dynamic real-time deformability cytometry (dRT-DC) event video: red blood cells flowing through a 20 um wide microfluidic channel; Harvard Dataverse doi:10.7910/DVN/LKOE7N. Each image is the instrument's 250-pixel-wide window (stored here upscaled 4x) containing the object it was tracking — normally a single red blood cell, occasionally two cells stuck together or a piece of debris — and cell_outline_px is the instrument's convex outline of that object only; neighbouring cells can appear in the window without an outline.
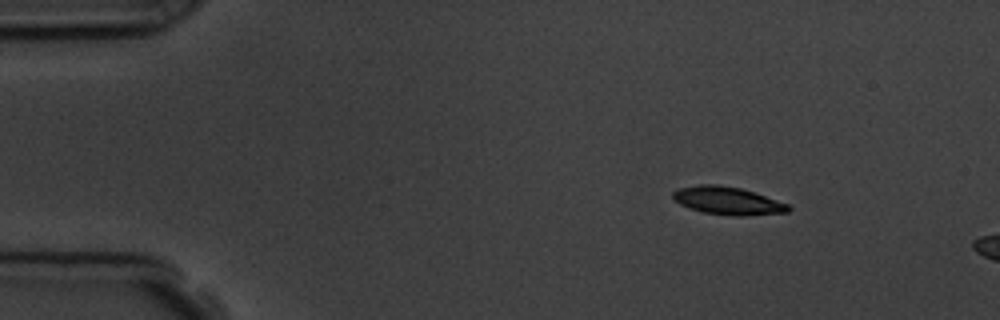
{"species": "common noctule bat (a hibernating species)", "species_latin": "Nyctalus noctula", "temperature_condition": "room temperature", "stored_images_in_passage": 3, "camera_frame_rate_fps": 3000, "um_per_image_px": 0.085, "animal": {"sex": "male", "body_mass_g": 19.5, "forearm_length_mm": 54.6}, "frame": {"image": 1, "passage_image": 1, "time_ms": 0.0, "image_size_px": [1000, 320], "cell_outline_px": [[792, 208], [788, 212], [744, 216], [732, 216], [700, 212], [680, 204], [672, 196], [672, 192], [680, 188], [700, 184], [720, 184], [740, 188], [756, 192], [788, 204]], "centroid_in_image_um": [61.87, 17.06], "position_along_channel_um": 23.1, "area_um2": 18.9}}